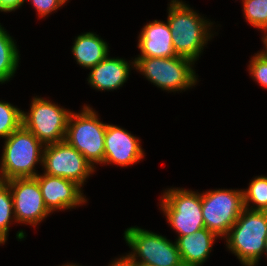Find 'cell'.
<instances>
[{"instance_id":"cell-1","label":"cell","mask_w":267,"mask_h":266,"mask_svg":"<svg viewBox=\"0 0 267 266\" xmlns=\"http://www.w3.org/2000/svg\"><path fill=\"white\" fill-rule=\"evenodd\" d=\"M167 10L176 55L196 62L208 41L214 37L211 31L214 23L182 0H170Z\"/></svg>"},{"instance_id":"cell-2","label":"cell","mask_w":267,"mask_h":266,"mask_svg":"<svg viewBox=\"0 0 267 266\" xmlns=\"http://www.w3.org/2000/svg\"><path fill=\"white\" fill-rule=\"evenodd\" d=\"M266 239L267 211L246 208L224 238L227 250L237 256L242 266L258 265L265 253Z\"/></svg>"},{"instance_id":"cell-3","label":"cell","mask_w":267,"mask_h":266,"mask_svg":"<svg viewBox=\"0 0 267 266\" xmlns=\"http://www.w3.org/2000/svg\"><path fill=\"white\" fill-rule=\"evenodd\" d=\"M0 159V181L36 177V165L43 162L45 145L23 126L4 141Z\"/></svg>"},{"instance_id":"cell-4","label":"cell","mask_w":267,"mask_h":266,"mask_svg":"<svg viewBox=\"0 0 267 266\" xmlns=\"http://www.w3.org/2000/svg\"><path fill=\"white\" fill-rule=\"evenodd\" d=\"M133 60L134 69L163 91H186L198 82V76L193 69L195 62L188 58L136 57Z\"/></svg>"},{"instance_id":"cell-5","label":"cell","mask_w":267,"mask_h":266,"mask_svg":"<svg viewBox=\"0 0 267 266\" xmlns=\"http://www.w3.org/2000/svg\"><path fill=\"white\" fill-rule=\"evenodd\" d=\"M98 113L89 105L80 112L72 111L67 124L65 140L77 149L92 165L104 162V139L107 123L98 118Z\"/></svg>"},{"instance_id":"cell-6","label":"cell","mask_w":267,"mask_h":266,"mask_svg":"<svg viewBox=\"0 0 267 266\" xmlns=\"http://www.w3.org/2000/svg\"><path fill=\"white\" fill-rule=\"evenodd\" d=\"M123 234L132 250L126 253L130 260L148 266H184L176 241L138 226L125 229Z\"/></svg>"},{"instance_id":"cell-7","label":"cell","mask_w":267,"mask_h":266,"mask_svg":"<svg viewBox=\"0 0 267 266\" xmlns=\"http://www.w3.org/2000/svg\"><path fill=\"white\" fill-rule=\"evenodd\" d=\"M160 210L179 236L205 228L202 215V192L185 188L166 189L160 199Z\"/></svg>"},{"instance_id":"cell-8","label":"cell","mask_w":267,"mask_h":266,"mask_svg":"<svg viewBox=\"0 0 267 266\" xmlns=\"http://www.w3.org/2000/svg\"><path fill=\"white\" fill-rule=\"evenodd\" d=\"M71 110L34 96L30 110L22 111V126L32 132L44 145L65 140Z\"/></svg>"},{"instance_id":"cell-9","label":"cell","mask_w":267,"mask_h":266,"mask_svg":"<svg viewBox=\"0 0 267 266\" xmlns=\"http://www.w3.org/2000/svg\"><path fill=\"white\" fill-rule=\"evenodd\" d=\"M244 210L242 189H216L202 193V215L205 227L219 238H225Z\"/></svg>"},{"instance_id":"cell-10","label":"cell","mask_w":267,"mask_h":266,"mask_svg":"<svg viewBox=\"0 0 267 266\" xmlns=\"http://www.w3.org/2000/svg\"><path fill=\"white\" fill-rule=\"evenodd\" d=\"M42 170L47 175L73 181L82 189L89 176L96 171L93 165L66 140L45 145Z\"/></svg>"},{"instance_id":"cell-11","label":"cell","mask_w":267,"mask_h":266,"mask_svg":"<svg viewBox=\"0 0 267 266\" xmlns=\"http://www.w3.org/2000/svg\"><path fill=\"white\" fill-rule=\"evenodd\" d=\"M11 190L16 223L36 227L51 212L46 207L35 177L13 178L5 181Z\"/></svg>"},{"instance_id":"cell-12","label":"cell","mask_w":267,"mask_h":266,"mask_svg":"<svg viewBox=\"0 0 267 266\" xmlns=\"http://www.w3.org/2000/svg\"><path fill=\"white\" fill-rule=\"evenodd\" d=\"M104 146L102 165L128 167L142 161L145 156L141 140L126 129L113 124L107 123Z\"/></svg>"},{"instance_id":"cell-13","label":"cell","mask_w":267,"mask_h":266,"mask_svg":"<svg viewBox=\"0 0 267 266\" xmlns=\"http://www.w3.org/2000/svg\"><path fill=\"white\" fill-rule=\"evenodd\" d=\"M35 178L44 203L51 213L56 210H71L88 202L82 188L73 181L45 173H40Z\"/></svg>"},{"instance_id":"cell-14","label":"cell","mask_w":267,"mask_h":266,"mask_svg":"<svg viewBox=\"0 0 267 266\" xmlns=\"http://www.w3.org/2000/svg\"><path fill=\"white\" fill-rule=\"evenodd\" d=\"M109 55L90 69L87 81L97 91L119 90L127 82L131 68L133 67L134 69V60L130 62L129 60L110 57Z\"/></svg>"},{"instance_id":"cell-15","label":"cell","mask_w":267,"mask_h":266,"mask_svg":"<svg viewBox=\"0 0 267 266\" xmlns=\"http://www.w3.org/2000/svg\"><path fill=\"white\" fill-rule=\"evenodd\" d=\"M140 55L137 57H175L172 35L168 22L161 20L150 21L145 24L138 36Z\"/></svg>"},{"instance_id":"cell-16","label":"cell","mask_w":267,"mask_h":266,"mask_svg":"<svg viewBox=\"0 0 267 266\" xmlns=\"http://www.w3.org/2000/svg\"><path fill=\"white\" fill-rule=\"evenodd\" d=\"M218 236L206 227L192 234L176 238L178 251L184 266H202L212 251Z\"/></svg>"},{"instance_id":"cell-17","label":"cell","mask_w":267,"mask_h":266,"mask_svg":"<svg viewBox=\"0 0 267 266\" xmlns=\"http://www.w3.org/2000/svg\"><path fill=\"white\" fill-rule=\"evenodd\" d=\"M71 52L79 66L91 69L109 54V46L94 32H85L74 39Z\"/></svg>"},{"instance_id":"cell-18","label":"cell","mask_w":267,"mask_h":266,"mask_svg":"<svg viewBox=\"0 0 267 266\" xmlns=\"http://www.w3.org/2000/svg\"><path fill=\"white\" fill-rule=\"evenodd\" d=\"M15 41L0 23V84L12 80L20 64V53Z\"/></svg>"},{"instance_id":"cell-19","label":"cell","mask_w":267,"mask_h":266,"mask_svg":"<svg viewBox=\"0 0 267 266\" xmlns=\"http://www.w3.org/2000/svg\"><path fill=\"white\" fill-rule=\"evenodd\" d=\"M250 181L248 189H242L244 208L267 211V176H255Z\"/></svg>"},{"instance_id":"cell-20","label":"cell","mask_w":267,"mask_h":266,"mask_svg":"<svg viewBox=\"0 0 267 266\" xmlns=\"http://www.w3.org/2000/svg\"><path fill=\"white\" fill-rule=\"evenodd\" d=\"M22 111L9 102L0 101V138L6 139L22 126Z\"/></svg>"},{"instance_id":"cell-21","label":"cell","mask_w":267,"mask_h":266,"mask_svg":"<svg viewBox=\"0 0 267 266\" xmlns=\"http://www.w3.org/2000/svg\"><path fill=\"white\" fill-rule=\"evenodd\" d=\"M242 6L246 21L261 32H267V0H242Z\"/></svg>"},{"instance_id":"cell-22","label":"cell","mask_w":267,"mask_h":266,"mask_svg":"<svg viewBox=\"0 0 267 266\" xmlns=\"http://www.w3.org/2000/svg\"><path fill=\"white\" fill-rule=\"evenodd\" d=\"M16 222L13 210L12 193L5 181H0V235L7 241L9 225Z\"/></svg>"},{"instance_id":"cell-23","label":"cell","mask_w":267,"mask_h":266,"mask_svg":"<svg viewBox=\"0 0 267 266\" xmlns=\"http://www.w3.org/2000/svg\"><path fill=\"white\" fill-rule=\"evenodd\" d=\"M248 71L255 82L267 89V58L259 51L251 56Z\"/></svg>"},{"instance_id":"cell-24","label":"cell","mask_w":267,"mask_h":266,"mask_svg":"<svg viewBox=\"0 0 267 266\" xmlns=\"http://www.w3.org/2000/svg\"><path fill=\"white\" fill-rule=\"evenodd\" d=\"M27 1V0H25ZM33 8L36 10V14L40 18H45L51 13H55L56 10L60 9L65 2L63 0H30Z\"/></svg>"},{"instance_id":"cell-25","label":"cell","mask_w":267,"mask_h":266,"mask_svg":"<svg viewBox=\"0 0 267 266\" xmlns=\"http://www.w3.org/2000/svg\"><path fill=\"white\" fill-rule=\"evenodd\" d=\"M25 0H0V12H12L22 7Z\"/></svg>"},{"instance_id":"cell-26","label":"cell","mask_w":267,"mask_h":266,"mask_svg":"<svg viewBox=\"0 0 267 266\" xmlns=\"http://www.w3.org/2000/svg\"><path fill=\"white\" fill-rule=\"evenodd\" d=\"M124 266H148L138 262L130 260L126 255L117 258Z\"/></svg>"},{"instance_id":"cell-27","label":"cell","mask_w":267,"mask_h":266,"mask_svg":"<svg viewBox=\"0 0 267 266\" xmlns=\"http://www.w3.org/2000/svg\"><path fill=\"white\" fill-rule=\"evenodd\" d=\"M262 42L265 46L259 52L267 58V32H264V35L262 36Z\"/></svg>"},{"instance_id":"cell-28","label":"cell","mask_w":267,"mask_h":266,"mask_svg":"<svg viewBox=\"0 0 267 266\" xmlns=\"http://www.w3.org/2000/svg\"><path fill=\"white\" fill-rule=\"evenodd\" d=\"M108 266H124L117 258L115 260H112L111 263L108 264Z\"/></svg>"},{"instance_id":"cell-29","label":"cell","mask_w":267,"mask_h":266,"mask_svg":"<svg viewBox=\"0 0 267 266\" xmlns=\"http://www.w3.org/2000/svg\"><path fill=\"white\" fill-rule=\"evenodd\" d=\"M62 266H82V265H78V264H75V263L74 264L73 263L70 264V263L67 262L66 264H63Z\"/></svg>"},{"instance_id":"cell-30","label":"cell","mask_w":267,"mask_h":266,"mask_svg":"<svg viewBox=\"0 0 267 266\" xmlns=\"http://www.w3.org/2000/svg\"><path fill=\"white\" fill-rule=\"evenodd\" d=\"M6 243V240L0 235V245L1 244H5Z\"/></svg>"},{"instance_id":"cell-31","label":"cell","mask_w":267,"mask_h":266,"mask_svg":"<svg viewBox=\"0 0 267 266\" xmlns=\"http://www.w3.org/2000/svg\"><path fill=\"white\" fill-rule=\"evenodd\" d=\"M264 254H265L264 256H266V258H267V239H266V249H265V253Z\"/></svg>"}]
</instances>
